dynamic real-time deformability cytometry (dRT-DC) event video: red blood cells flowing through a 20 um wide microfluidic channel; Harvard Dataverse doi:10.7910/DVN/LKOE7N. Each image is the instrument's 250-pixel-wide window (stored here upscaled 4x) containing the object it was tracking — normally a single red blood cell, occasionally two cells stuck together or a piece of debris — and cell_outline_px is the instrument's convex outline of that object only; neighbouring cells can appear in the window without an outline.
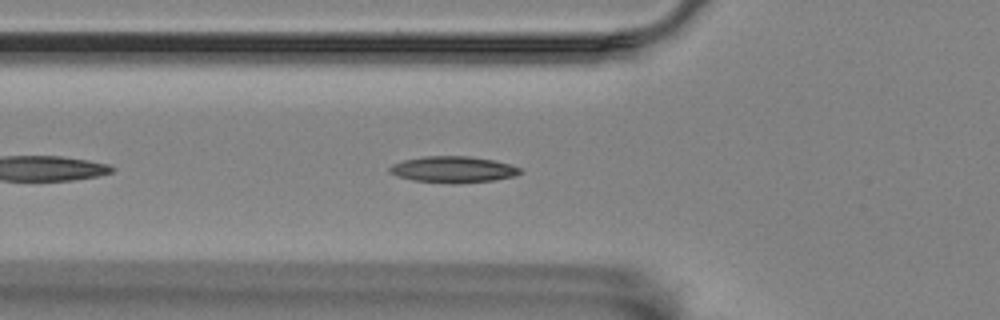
{"species": "Egyptian fruit bat (a non-hibernating species)", "species_latin": "Rousettus aegyptiacus", "temperature_condition": "room temperature", "stored_images_in_passage": 17, "camera_frame_rate_fps": 3000, "um_per_image_px": 0.085, "animal": {"sex": "female"}, "frame": {"image": 1, "passage_image": 6, "time_ms": 1.667, "image_size_px": [1000, 320], "cell_outline_px": [[524, 172], [516, 176], [496, 180], [452, 184], [412, 180], [396, 176], [388, 172], [388, 168], [392, 164], [404, 160], [424, 156], [468, 156], [492, 160], [508, 164], [520, 168]], "centroid_in_image_um": [38.5, 14.42], "position_along_channel_um": 87.3, "area_um2": 20.17}}
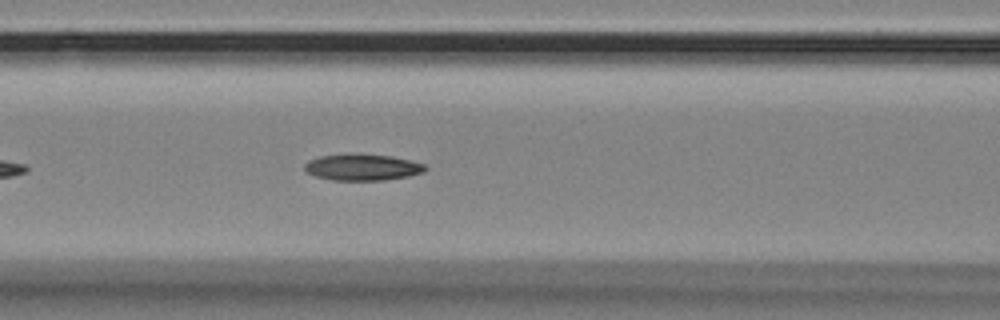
{"frame": {"image": 2, "passage_image": 10, "time_ms": 3.0, "image_size_px": [1000, 320], "cell_outline_px": [[428, 168], [424, 172], [408, 176], [384, 180], [332, 180], [316, 176], [304, 172], [304, 164], [308, 160], [320, 156], [360, 152], [392, 156], [424, 164]], "centroid_in_image_um": [30.77, 14.2], "position_along_channel_um": 135.8, "area_um2": 18.9}}